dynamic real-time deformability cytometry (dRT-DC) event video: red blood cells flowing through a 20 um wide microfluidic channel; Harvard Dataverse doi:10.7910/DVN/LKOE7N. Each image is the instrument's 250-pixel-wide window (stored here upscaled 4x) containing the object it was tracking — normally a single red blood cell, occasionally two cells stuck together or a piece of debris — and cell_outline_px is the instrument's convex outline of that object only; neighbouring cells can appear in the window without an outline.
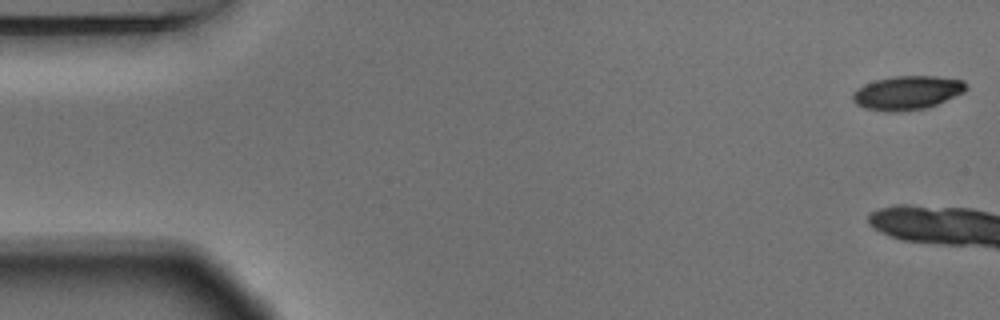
{"species": "Egyptian fruit bat (a non-hibernating species)", "species_latin": "Rousettus aegyptiacus", "temperature_condition": "warm", "stored_images_in_passage": 4, "camera_frame_rate_fps": 3000, "um_per_image_px": 0.085, "animal": {"sex": "male"}, "frame": {"image": 1, "passage_image": 1, "time_ms": 0.0, "image_size_px": [1000, 320], "cell_outline_px": [[968, 88], [964, 92], [928, 108], [900, 112], [884, 112], [864, 108], [856, 104], [852, 100], [852, 92], [856, 88], [864, 84], [876, 80], [892, 76], [940, 76], [964, 80], [968, 84]], "centroid_in_image_um": [77.11, 7.89], "position_along_channel_um": 7.9, "area_um2": 22.83}}